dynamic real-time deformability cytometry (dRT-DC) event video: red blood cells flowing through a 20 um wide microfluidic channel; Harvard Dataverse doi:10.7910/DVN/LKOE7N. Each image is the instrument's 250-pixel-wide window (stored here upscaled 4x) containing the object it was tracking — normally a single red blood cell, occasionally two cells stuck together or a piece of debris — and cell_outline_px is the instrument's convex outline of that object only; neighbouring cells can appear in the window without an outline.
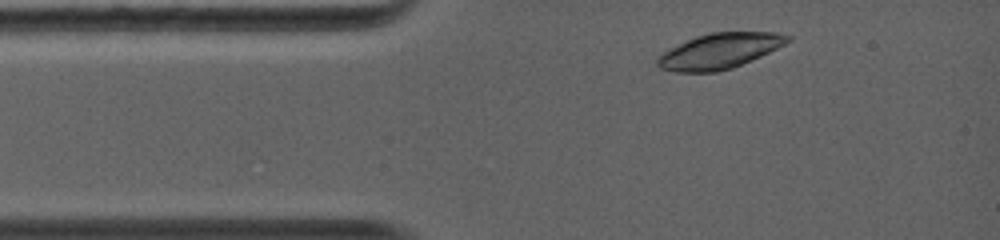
{"species": "common noctule bat (a hibernating species)", "species_latin": "Nyctalus noctula", "temperature_condition": "warm", "stored_images_in_passage": 2, "camera_frame_rate_fps": 5000, "um_per_image_px": 0.085, "animal": {"sex": "female", "body_mass_g": 19.0, "forearm_length_mm": 56.7}, "frame": {"image": 1, "passage_image": 1, "time_ms": 0.0, "image_size_px": [1000, 240], "cell_outline_px": [[792, 40], [760, 56], [732, 68], [716, 72], [676, 72], [660, 68], [656, 64], [656, 56], [660, 52], [668, 48], [696, 36], [708, 32], [776, 32], [792, 36]], "centroid_in_image_um": [61.1, 4.33], "position_along_channel_um": 23.9, "area_um2": 26.99}}